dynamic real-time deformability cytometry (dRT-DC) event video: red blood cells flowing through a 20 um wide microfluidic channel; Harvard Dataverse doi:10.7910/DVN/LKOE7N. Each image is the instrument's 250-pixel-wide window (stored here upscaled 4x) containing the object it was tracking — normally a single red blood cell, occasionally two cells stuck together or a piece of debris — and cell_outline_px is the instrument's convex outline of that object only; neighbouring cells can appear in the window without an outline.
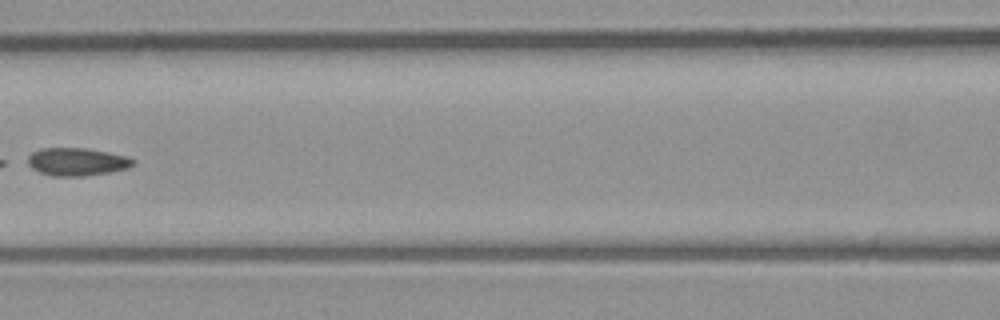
{"species": "common noctule bat (a hibernating species)", "species_latin": "Nyctalus noctula", "temperature_condition": "room temperature", "stored_images_in_passage": 5, "camera_frame_rate_fps": 3000, "um_per_image_px": 0.085, "animal": {"sex": "male", "body_mass_g": 23.1, "forearm_length_mm": 52.7}, "frame": {"image": 1, "passage_image": 4, "time_ms": 3.667, "image_size_px": [1000, 320], "cell_outline_px": [[136, 164], [128, 168], [108, 172], [84, 176], [52, 176], [40, 172], [32, 168], [28, 164], [28, 156], [32, 152], [40, 148], [84, 148], [108, 152], [128, 156], [136, 160]], "centroid_in_image_um": [6.56, 13.74], "position_along_channel_um": 160.0, "area_um2": 17.17}}
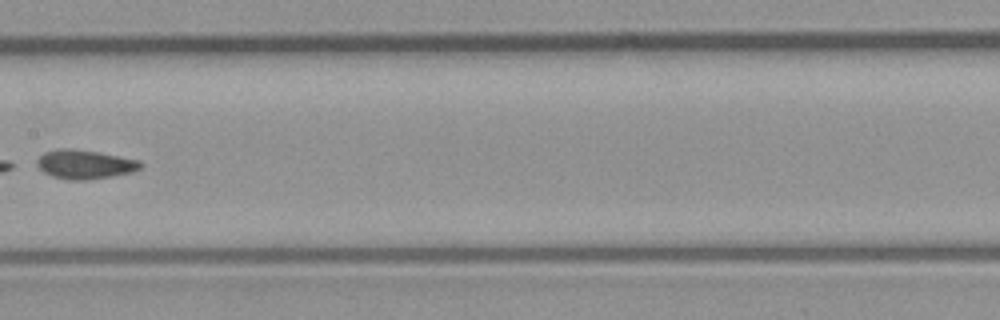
{"frame": {"image": 2, "passage_image": 5, "time_ms": 4.667, "image_size_px": [1000, 320], "cell_outline_px": [[144, 164], [140, 168], [132, 172], [112, 176], [84, 180], [68, 180], [52, 176], [44, 172], [36, 164], [36, 160], [44, 152], [60, 148], [72, 148], [96, 152], [140, 160]], "centroid_in_image_um": [7.2, 13.97], "position_along_channel_um": 200.2, "area_um2": 17.46}}